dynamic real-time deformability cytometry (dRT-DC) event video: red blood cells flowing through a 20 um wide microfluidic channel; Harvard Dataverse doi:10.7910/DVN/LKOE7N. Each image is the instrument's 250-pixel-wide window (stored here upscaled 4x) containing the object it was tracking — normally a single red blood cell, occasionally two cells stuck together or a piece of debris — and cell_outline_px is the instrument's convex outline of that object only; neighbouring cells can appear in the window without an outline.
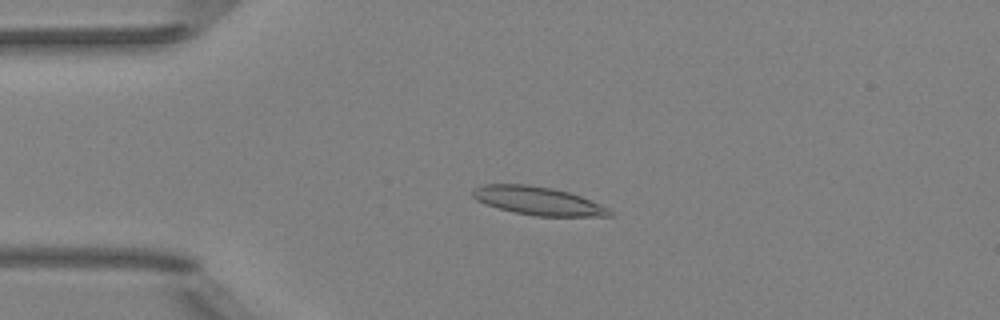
{"species": "Egyptian fruit bat (a non-hibernating species)", "species_latin": "Rousettus aegyptiacus", "temperature_condition": "room temperature", "stored_images_in_passage": 3, "camera_frame_rate_fps": 3000, "um_per_image_px": 0.085, "animal": {"sex": "female"}, "frame": {"image": 1, "passage_image": 2, "time_ms": 1.333, "image_size_px": [1000, 320], "cell_outline_px": [[616, 216], [536, 216], [516, 212], [484, 204], [476, 200], [472, 196], [472, 192], [476, 188], [484, 184], [528, 184], [552, 188], [568, 192], [580, 196], [608, 208]], "centroid_in_image_um": [45.72, 17.07], "position_along_channel_um": 39.3, "area_um2": 22.37}}